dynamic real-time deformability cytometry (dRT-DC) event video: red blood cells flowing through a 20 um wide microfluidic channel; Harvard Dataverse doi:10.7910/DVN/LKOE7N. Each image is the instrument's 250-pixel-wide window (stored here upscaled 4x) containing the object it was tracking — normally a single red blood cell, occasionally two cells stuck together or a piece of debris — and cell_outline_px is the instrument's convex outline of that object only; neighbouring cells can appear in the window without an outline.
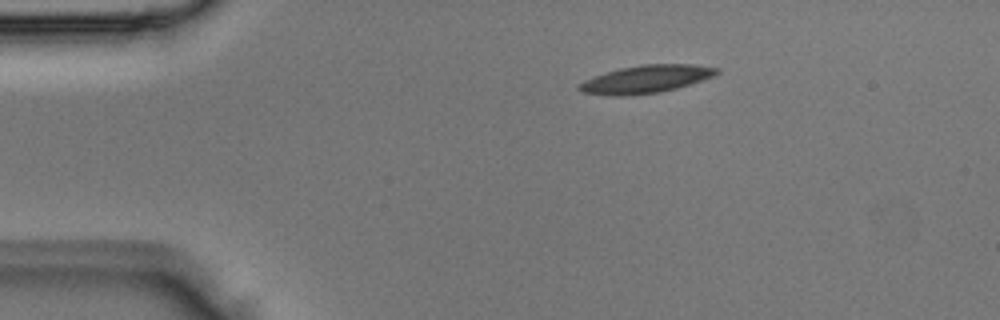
{"species": "Egyptian fruit bat (a non-hibernating species)", "species_latin": "Rousettus aegyptiacus", "temperature_condition": "room temperature", "stored_images_in_passage": 2, "camera_frame_rate_fps": 3000, "um_per_image_px": 0.085, "animal": {"sex": "male"}, "frame": {"image": 1, "passage_image": 1, "time_ms": 0.0, "image_size_px": [1000, 320], "cell_outline_px": [[720, 72], [716, 76], [676, 88], [660, 92], [624, 96], [608, 96], [580, 92], [576, 88], [584, 80], [620, 68], [640, 64], [692, 64], [720, 68]], "centroid_in_image_um": [54.93, 6.73], "position_along_channel_um": 30.1, "area_um2": 22.37}}